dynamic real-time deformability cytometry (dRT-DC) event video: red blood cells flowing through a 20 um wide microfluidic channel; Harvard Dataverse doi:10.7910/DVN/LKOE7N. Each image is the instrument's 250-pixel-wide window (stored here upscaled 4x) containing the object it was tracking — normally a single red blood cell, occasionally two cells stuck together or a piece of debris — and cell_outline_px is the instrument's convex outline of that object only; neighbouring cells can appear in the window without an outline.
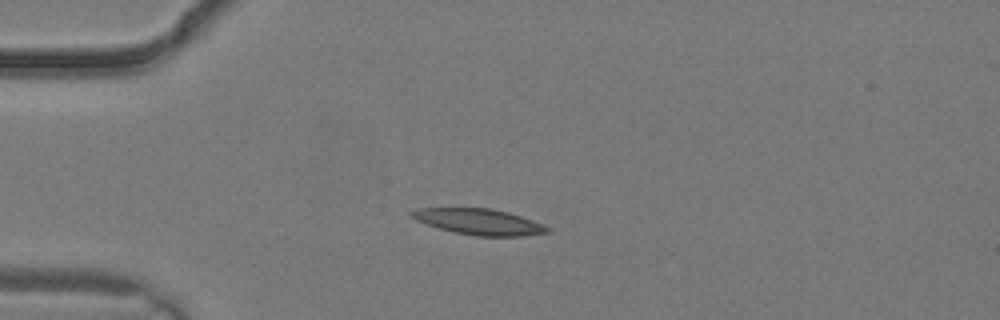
{"species": "common noctule bat (a hibernating species)", "species_latin": "Nyctalus noctula", "temperature_condition": "warm", "stored_images_in_passage": 2, "camera_frame_rate_fps": 3000, "um_per_image_px": 0.085, "animal": {"sex": "male", "body_mass_g": 19.2, "forearm_length_mm": 51.8}, "frame": {"image": 1, "passage_image": 2, "time_ms": 0.333, "image_size_px": [1000, 320], "cell_outline_px": [[552, 232], [524, 236], [476, 236], [452, 232], [416, 220], [408, 212], [416, 208], [492, 208], [508, 212], [532, 220], [552, 228]], "centroid_in_image_um": [40.75, 18.85], "position_along_channel_um": 44.2, "area_um2": 20.58}}